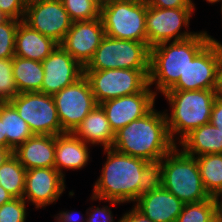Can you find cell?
Here are the masks:
<instances>
[{
	"label": "cell",
	"instance_id": "6da1fadb",
	"mask_svg": "<svg viewBox=\"0 0 222 222\" xmlns=\"http://www.w3.org/2000/svg\"><path fill=\"white\" fill-rule=\"evenodd\" d=\"M103 150L107 157L101 175L93 185L91 200H105L111 207L135 202L155 181L156 166L112 148Z\"/></svg>",
	"mask_w": 222,
	"mask_h": 222
},
{
	"label": "cell",
	"instance_id": "7a4b0ae2",
	"mask_svg": "<svg viewBox=\"0 0 222 222\" xmlns=\"http://www.w3.org/2000/svg\"><path fill=\"white\" fill-rule=\"evenodd\" d=\"M175 146L164 111L162 113L154 107L142 118L115 132L111 148L122 154L145 159L156 166Z\"/></svg>",
	"mask_w": 222,
	"mask_h": 222
},
{
	"label": "cell",
	"instance_id": "3957f363",
	"mask_svg": "<svg viewBox=\"0 0 222 222\" xmlns=\"http://www.w3.org/2000/svg\"><path fill=\"white\" fill-rule=\"evenodd\" d=\"M220 42L206 31L181 41L163 42L150 48L149 86L155 94L170 90L183 76L189 62L210 42Z\"/></svg>",
	"mask_w": 222,
	"mask_h": 222
},
{
	"label": "cell",
	"instance_id": "277c9868",
	"mask_svg": "<svg viewBox=\"0 0 222 222\" xmlns=\"http://www.w3.org/2000/svg\"><path fill=\"white\" fill-rule=\"evenodd\" d=\"M163 95L171 107L170 113L165 110L164 113L170 137L176 145L193 130L210 122L217 97L215 89L168 90Z\"/></svg>",
	"mask_w": 222,
	"mask_h": 222
},
{
	"label": "cell",
	"instance_id": "5b68a950",
	"mask_svg": "<svg viewBox=\"0 0 222 222\" xmlns=\"http://www.w3.org/2000/svg\"><path fill=\"white\" fill-rule=\"evenodd\" d=\"M155 180L184 204L211 198L203 186L196 158L178 145L157 163Z\"/></svg>",
	"mask_w": 222,
	"mask_h": 222
},
{
	"label": "cell",
	"instance_id": "8992f818",
	"mask_svg": "<svg viewBox=\"0 0 222 222\" xmlns=\"http://www.w3.org/2000/svg\"><path fill=\"white\" fill-rule=\"evenodd\" d=\"M146 13L143 0H102L100 18L105 35L147 44Z\"/></svg>",
	"mask_w": 222,
	"mask_h": 222
},
{
	"label": "cell",
	"instance_id": "52a82bcc",
	"mask_svg": "<svg viewBox=\"0 0 222 222\" xmlns=\"http://www.w3.org/2000/svg\"><path fill=\"white\" fill-rule=\"evenodd\" d=\"M150 70V47L144 42L106 36L84 71L107 69Z\"/></svg>",
	"mask_w": 222,
	"mask_h": 222
},
{
	"label": "cell",
	"instance_id": "ba28073f",
	"mask_svg": "<svg viewBox=\"0 0 222 222\" xmlns=\"http://www.w3.org/2000/svg\"><path fill=\"white\" fill-rule=\"evenodd\" d=\"M150 70L107 69L84 71L97 104L136 94L149 85Z\"/></svg>",
	"mask_w": 222,
	"mask_h": 222
},
{
	"label": "cell",
	"instance_id": "9c48e42d",
	"mask_svg": "<svg viewBox=\"0 0 222 222\" xmlns=\"http://www.w3.org/2000/svg\"><path fill=\"white\" fill-rule=\"evenodd\" d=\"M10 103L28 124L33 135L56 136L64 133L52 95L41 92H23L17 94Z\"/></svg>",
	"mask_w": 222,
	"mask_h": 222
},
{
	"label": "cell",
	"instance_id": "30bf717a",
	"mask_svg": "<svg viewBox=\"0 0 222 222\" xmlns=\"http://www.w3.org/2000/svg\"><path fill=\"white\" fill-rule=\"evenodd\" d=\"M194 8H155L147 6L146 38L151 48L163 42L189 39L198 32H189ZM186 28L181 31L182 27ZM181 31V32H180Z\"/></svg>",
	"mask_w": 222,
	"mask_h": 222
},
{
	"label": "cell",
	"instance_id": "8fae6325",
	"mask_svg": "<svg viewBox=\"0 0 222 222\" xmlns=\"http://www.w3.org/2000/svg\"><path fill=\"white\" fill-rule=\"evenodd\" d=\"M62 131L72 133L98 105L88 79L83 75L75 83L53 95Z\"/></svg>",
	"mask_w": 222,
	"mask_h": 222
},
{
	"label": "cell",
	"instance_id": "7c38bea8",
	"mask_svg": "<svg viewBox=\"0 0 222 222\" xmlns=\"http://www.w3.org/2000/svg\"><path fill=\"white\" fill-rule=\"evenodd\" d=\"M23 21L59 45L72 26L61 0H29Z\"/></svg>",
	"mask_w": 222,
	"mask_h": 222
},
{
	"label": "cell",
	"instance_id": "4fadbf2b",
	"mask_svg": "<svg viewBox=\"0 0 222 222\" xmlns=\"http://www.w3.org/2000/svg\"><path fill=\"white\" fill-rule=\"evenodd\" d=\"M221 42L210 41L185 69L183 76L170 90L216 89Z\"/></svg>",
	"mask_w": 222,
	"mask_h": 222
},
{
	"label": "cell",
	"instance_id": "5bb4252c",
	"mask_svg": "<svg viewBox=\"0 0 222 222\" xmlns=\"http://www.w3.org/2000/svg\"><path fill=\"white\" fill-rule=\"evenodd\" d=\"M156 97L157 95L148 85L141 92L110 99L99 105L105 111L110 127L115 133L149 113L155 107Z\"/></svg>",
	"mask_w": 222,
	"mask_h": 222
},
{
	"label": "cell",
	"instance_id": "9a60e30c",
	"mask_svg": "<svg viewBox=\"0 0 222 222\" xmlns=\"http://www.w3.org/2000/svg\"><path fill=\"white\" fill-rule=\"evenodd\" d=\"M44 78L41 93L54 95L84 75L82 67L61 45L42 61Z\"/></svg>",
	"mask_w": 222,
	"mask_h": 222
},
{
	"label": "cell",
	"instance_id": "2e32d148",
	"mask_svg": "<svg viewBox=\"0 0 222 222\" xmlns=\"http://www.w3.org/2000/svg\"><path fill=\"white\" fill-rule=\"evenodd\" d=\"M105 37L101 18L76 21L60 44L82 67L92 59L94 52Z\"/></svg>",
	"mask_w": 222,
	"mask_h": 222
},
{
	"label": "cell",
	"instance_id": "e0dca14e",
	"mask_svg": "<svg viewBox=\"0 0 222 222\" xmlns=\"http://www.w3.org/2000/svg\"><path fill=\"white\" fill-rule=\"evenodd\" d=\"M65 188V178L55 168H32L26 170L22 198L38 210L56 203Z\"/></svg>",
	"mask_w": 222,
	"mask_h": 222
},
{
	"label": "cell",
	"instance_id": "ac0fdd59",
	"mask_svg": "<svg viewBox=\"0 0 222 222\" xmlns=\"http://www.w3.org/2000/svg\"><path fill=\"white\" fill-rule=\"evenodd\" d=\"M134 203L132 206L153 222H175L184 206L156 180Z\"/></svg>",
	"mask_w": 222,
	"mask_h": 222
},
{
	"label": "cell",
	"instance_id": "d6986e66",
	"mask_svg": "<svg viewBox=\"0 0 222 222\" xmlns=\"http://www.w3.org/2000/svg\"><path fill=\"white\" fill-rule=\"evenodd\" d=\"M55 148L56 136L33 135L19 145L13 151V155L26 170L32 168H54Z\"/></svg>",
	"mask_w": 222,
	"mask_h": 222
},
{
	"label": "cell",
	"instance_id": "ffe728a7",
	"mask_svg": "<svg viewBox=\"0 0 222 222\" xmlns=\"http://www.w3.org/2000/svg\"><path fill=\"white\" fill-rule=\"evenodd\" d=\"M89 147V144L78 139L73 133L65 132L63 134L56 135L54 168L64 178V169H72L73 171L76 169H83V167H86L89 159L91 158Z\"/></svg>",
	"mask_w": 222,
	"mask_h": 222
},
{
	"label": "cell",
	"instance_id": "44dd1931",
	"mask_svg": "<svg viewBox=\"0 0 222 222\" xmlns=\"http://www.w3.org/2000/svg\"><path fill=\"white\" fill-rule=\"evenodd\" d=\"M58 45L23 20L19 22L15 37V56L42 62Z\"/></svg>",
	"mask_w": 222,
	"mask_h": 222
},
{
	"label": "cell",
	"instance_id": "7402d4cb",
	"mask_svg": "<svg viewBox=\"0 0 222 222\" xmlns=\"http://www.w3.org/2000/svg\"><path fill=\"white\" fill-rule=\"evenodd\" d=\"M72 133L85 143L100 145L103 149L111 148L115 140V133L100 105H97Z\"/></svg>",
	"mask_w": 222,
	"mask_h": 222
},
{
	"label": "cell",
	"instance_id": "603a6c76",
	"mask_svg": "<svg viewBox=\"0 0 222 222\" xmlns=\"http://www.w3.org/2000/svg\"><path fill=\"white\" fill-rule=\"evenodd\" d=\"M179 145L192 157L222 153V134L219 128L209 122L193 130Z\"/></svg>",
	"mask_w": 222,
	"mask_h": 222
},
{
	"label": "cell",
	"instance_id": "cb8c5ba5",
	"mask_svg": "<svg viewBox=\"0 0 222 222\" xmlns=\"http://www.w3.org/2000/svg\"><path fill=\"white\" fill-rule=\"evenodd\" d=\"M12 67L18 93L41 92L44 78L42 62L14 56Z\"/></svg>",
	"mask_w": 222,
	"mask_h": 222
},
{
	"label": "cell",
	"instance_id": "d4e9b609",
	"mask_svg": "<svg viewBox=\"0 0 222 222\" xmlns=\"http://www.w3.org/2000/svg\"><path fill=\"white\" fill-rule=\"evenodd\" d=\"M0 119L6 134V147L12 151L33 136L28 124L10 102H0Z\"/></svg>",
	"mask_w": 222,
	"mask_h": 222
},
{
	"label": "cell",
	"instance_id": "484cf974",
	"mask_svg": "<svg viewBox=\"0 0 222 222\" xmlns=\"http://www.w3.org/2000/svg\"><path fill=\"white\" fill-rule=\"evenodd\" d=\"M205 190L215 197L222 189V153L204 154L195 157Z\"/></svg>",
	"mask_w": 222,
	"mask_h": 222
},
{
	"label": "cell",
	"instance_id": "4316f807",
	"mask_svg": "<svg viewBox=\"0 0 222 222\" xmlns=\"http://www.w3.org/2000/svg\"><path fill=\"white\" fill-rule=\"evenodd\" d=\"M26 169L12 155L0 166V186L13 198H22L25 189Z\"/></svg>",
	"mask_w": 222,
	"mask_h": 222
},
{
	"label": "cell",
	"instance_id": "83f0119b",
	"mask_svg": "<svg viewBox=\"0 0 222 222\" xmlns=\"http://www.w3.org/2000/svg\"><path fill=\"white\" fill-rule=\"evenodd\" d=\"M218 214L215 198L202 202L184 204L179 217L175 222H211Z\"/></svg>",
	"mask_w": 222,
	"mask_h": 222
},
{
	"label": "cell",
	"instance_id": "f1b7e54d",
	"mask_svg": "<svg viewBox=\"0 0 222 222\" xmlns=\"http://www.w3.org/2000/svg\"><path fill=\"white\" fill-rule=\"evenodd\" d=\"M71 20L87 21L100 17L102 0H61Z\"/></svg>",
	"mask_w": 222,
	"mask_h": 222
},
{
	"label": "cell",
	"instance_id": "f546056e",
	"mask_svg": "<svg viewBox=\"0 0 222 222\" xmlns=\"http://www.w3.org/2000/svg\"><path fill=\"white\" fill-rule=\"evenodd\" d=\"M20 20L6 18L0 22V58L9 59L15 56V37Z\"/></svg>",
	"mask_w": 222,
	"mask_h": 222
},
{
	"label": "cell",
	"instance_id": "4dcf8cb0",
	"mask_svg": "<svg viewBox=\"0 0 222 222\" xmlns=\"http://www.w3.org/2000/svg\"><path fill=\"white\" fill-rule=\"evenodd\" d=\"M13 58H0V102H10L18 93L13 76Z\"/></svg>",
	"mask_w": 222,
	"mask_h": 222
},
{
	"label": "cell",
	"instance_id": "1f68e13d",
	"mask_svg": "<svg viewBox=\"0 0 222 222\" xmlns=\"http://www.w3.org/2000/svg\"><path fill=\"white\" fill-rule=\"evenodd\" d=\"M27 202L23 198H13L0 206V222H25Z\"/></svg>",
	"mask_w": 222,
	"mask_h": 222
},
{
	"label": "cell",
	"instance_id": "d6a6232c",
	"mask_svg": "<svg viewBox=\"0 0 222 222\" xmlns=\"http://www.w3.org/2000/svg\"><path fill=\"white\" fill-rule=\"evenodd\" d=\"M27 0H0V11L7 17L22 21Z\"/></svg>",
	"mask_w": 222,
	"mask_h": 222
},
{
	"label": "cell",
	"instance_id": "836d02e7",
	"mask_svg": "<svg viewBox=\"0 0 222 222\" xmlns=\"http://www.w3.org/2000/svg\"><path fill=\"white\" fill-rule=\"evenodd\" d=\"M87 218H85L86 222H115L113 219L112 211L109 206H102L87 209L86 214ZM118 222V221H117Z\"/></svg>",
	"mask_w": 222,
	"mask_h": 222
},
{
	"label": "cell",
	"instance_id": "e575fe53",
	"mask_svg": "<svg viewBox=\"0 0 222 222\" xmlns=\"http://www.w3.org/2000/svg\"><path fill=\"white\" fill-rule=\"evenodd\" d=\"M147 6L155 8H195L192 0H143Z\"/></svg>",
	"mask_w": 222,
	"mask_h": 222
},
{
	"label": "cell",
	"instance_id": "d590c367",
	"mask_svg": "<svg viewBox=\"0 0 222 222\" xmlns=\"http://www.w3.org/2000/svg\"><path fill=\"white\" fill-rule=\"evenodd\" d=\"M210 123L219 128L222 134V97L217 96L214 100Z\"/></svg>",
	"mask_w": 222,
	"mask_h": 222
},
{
	"label": "cell",
	"instance_id": "8d00e7d4",
	"mask_svg": "<svg viewBox=\"0 0 222 222\" xmlns=\"http://www.w3.org/2000/svg\"><path fill=\"white\" fill-rule=\"evenodd\" d=\"M118 222H153L151 219L143 215L135 207L122 215Z\"/></svg>",
	"mask_w": 222,
	"mask_h": 222
},
{
	"label": "cell",
	"instance_id": "74e56055",
	"mask_svg": "<svg viewBox=\"0 0 222 222\" xmlns=\"http://www.w3.org/2000/svg\"><path fill=\"white\" fill-rule=\"evenodd\" d=\"M78 213L74 212V211H60L57 215H55V220L57 222H86L84 221V218L81 216V220H80V216L76 215ZM80 214V212H79ZM79 216V217H78Z\"/></svg>",
	"mask_w": 222,
	"mask_h": 222
},
{
	"label": "cell",
	"instance_id": "f35d334b",
	"mask_svg": "<svg viewBox=\"0 0 222 222\" xmlns=\"http://www.w3.org/2000/svg\"><path fill=\"white\" fill-rule=\"evenodd\" d=\"M217 96L222 97V43H221V54L218 65L217 85L215 89Z\"/></svg>",
	"mask_w": 222,
	"mask_h": 222
},
{
	"label": "cell",
	"instance_id": "ab89813d",
	"mask_svg": "<svg viewBox=\"0 0 222 222\" xmlns=\"http://www.w3.org/2000/svg\"><path fill=\"white\" fill-rule=\"evenodd\" d=\"M13 155V151L9 147L0 146V166Z\"/></svg>",
	"mask_w": 222,
	"mask_h": 222
},
{
	"label": "cell",
	"instance_id": "60d3db41",
	"mask_svg": "<svg viewBox=\"0 0 222 222\" xmlns=\"http://www.w3.org/2000/svg\"><path fill=\"white\" fill-rule=\"evenodd\" d=\"M12 199L13 197L2 186H0V206Z\"/></svg>",
	"mask_w": 222,
	"mask_h": 222
},
{
	"label": "cell",
	"instance_id": "b9f144b4",
	"mask_svg": "<svg viewBox=\"0 0 222 222\" xmlns=\"http://www.w3.org/2000/svg\"><path fill=\"white\" fill-rule=\"evenodd\" d=\"M0 146L6 147V134H4L3 123L0 119Z\"/></svg>",
	"mask_w": 222,
	"mask_h": 222
},
{
	"label": "cell",
	"instance_id": "7bdbcfd3",
	"mask_svg": "<svg viewBox=\"0 0 222 222\" xmlns=\"http://www.w3.org/2000/svg\"><path fill=\"white\" fill-rule=\"evenodd\" d=\"M214 198H215L216 204H222V189Z\"/></svg>",
	"mask_w": 222,
	"mask_h": 222
},
{
	"label": "cell",
	"instance_id": "ee69618b",
	"mask_svg": "<svg viewBox=\"0 0 222 222\" xmlns=\"http://www.w3.org/2000/svg\"><path fill=\"white\" fill-rule=\"evenodd\" d=\"M211 222H222V218L219 216V214H217L212 220Z\"/></svg>",
	"mask_w": 222,
	"mask_h": 222
},
{
	"label": "cell",
	"instance_id": "f6af8a7d",
	"mask_svg": "<svg viewBox=\"0 0 222 222\" xmlns=\"http://www.w3.org/2000/svg\"><path fill=\"white\" fill-rule=\"evenodd\" d=\"M218 206V214L222 218V204H217Z\"/></svg>",
	"mask_w": 222,
	"mask_h": 222
},
{
	"label": "cell",
	"instance_id": "bcb514c9",
	"mask_svg": "<svg viewBox=\"0 0 222 222\" xmlns=\"http://www.w3.org/2000/svg\"><path fill=\"white\" fill-rule=\"evenodd\" d=\"M206 2L213 5L214 3L222 2V0H206Z\"/></svg>",
	"mask_w": 222,
	"mask_h": 222
},
{
	"label": "cell",
	"instance_id": "7dc6e473",
	"mask_svg": "<svg viewBox=\"0 0 222 222\" xmlns=\"http://www.w3.org/2000/svg\"><path fill=\"white\" fill-rule=\"evenodd\" d=\"M7 17L0 11V22L4 21Z\"/></svg>",
	"mask_w": 222,
	"mask_h": 222
}]
</instances>
